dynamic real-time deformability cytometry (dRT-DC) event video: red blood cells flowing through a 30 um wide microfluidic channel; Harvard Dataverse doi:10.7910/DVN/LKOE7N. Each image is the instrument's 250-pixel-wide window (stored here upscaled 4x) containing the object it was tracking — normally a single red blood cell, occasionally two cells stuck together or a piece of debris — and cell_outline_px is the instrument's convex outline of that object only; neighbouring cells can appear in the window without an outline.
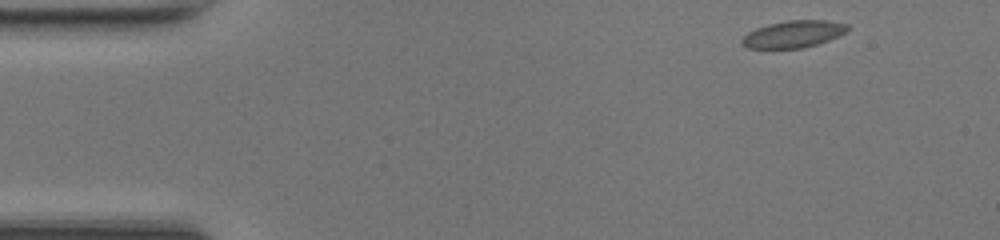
{"species": "common noctule bat (a hibernating species)", "species_latin": "Nyctalus noctula", "temperature_condition": "room temperature", "stored_images_in_passage": 45, "camera_frame_rate_fps": 3000, "um_per_image_px": 0.085, "animal": {"sex": "female", "body_mass_g": 17.0, "forearm_length_mm": 48.0}, "frame": {"image": 1, "passage_image": 1, "time_ms": 0.0, "image_size_px": [1000, 240], "cell_outline_px": [[848, 32], [840, 36], [804, 48], [748, 48], [740, 44], [740, 40], [748, 32], [756, 28], [768, 24], [788, 20], [828, 20], [848, 24]], "centroid_in_image_um": [67.45, 2.89], "position_along_channel_um": 17.5, "area_um2": 16.76}}
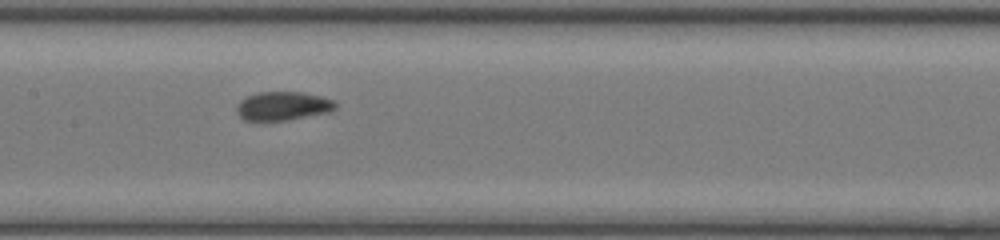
{"frame": {"image": 2, "passage_image": 20, "time_ms": 6.333, "image_size_px": [1000, 240], "cell_outline_px": [[336, 108], [332, 112], [288, 120], [244, 120], [236, 112], [236, 108], [240, 100], [248, 96], [260, 92], [300, 92], [320, 96], [336, 100]], "centroid_in_image_um": [24.09, 9.01], "position_along_channel_um": 183.3, "area_um2": 16.59}}
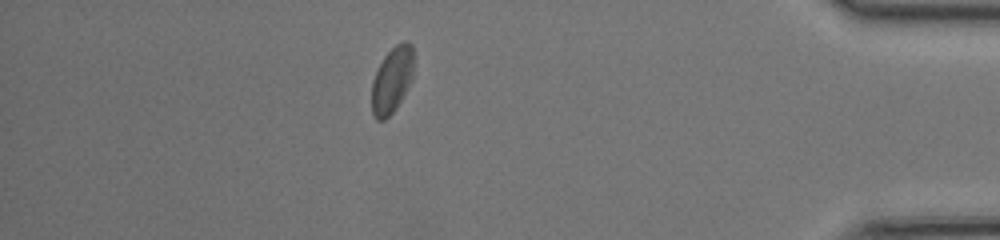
{"frame": {"image": 3, "passage_image": 39, "time_ms": 12.667, "image_size_px": [1000, 240], "cell_outline_px": [[412, 80], [396, 108], [384, 120], [376, 120], [372, 116], [372, 80], [384, 56], [396, 44], [404, 40], [412, 44]], "centroid_in_image_um": [33.3, 6.81], "position_along_channel_um": 401.9, "area_um2": 16.01}, "authors_computed_cell_mechanics": {"area_um2": 16.5886, "velocity_mm_per_s": 4.194, "shape_relaxation_time_tau1_ms": 3.0021, "shape_relaxation_time_tau2_ms": 2.314, "deformation_change_tau1": 0.0967, "deformation_change_tau2": 0.0511}}